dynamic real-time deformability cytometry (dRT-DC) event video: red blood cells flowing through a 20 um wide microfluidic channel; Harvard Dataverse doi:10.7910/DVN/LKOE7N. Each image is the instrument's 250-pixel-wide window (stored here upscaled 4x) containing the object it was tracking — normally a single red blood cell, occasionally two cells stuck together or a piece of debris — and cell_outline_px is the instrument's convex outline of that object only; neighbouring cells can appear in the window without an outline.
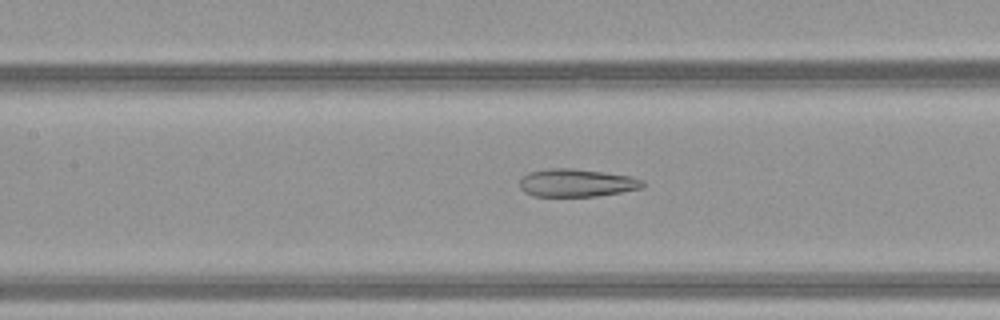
{"species": "common noctule bat (a hibernating species)", "species_latin": "Nyctalus noctula", "temperature_condition": "warm", "stored_images_in_passage": 52, "camera_frame_rate_fps": 3000, "um_per_image_px": 0.085, "animal": {"sex": "female", "body_mass_g": 21.9}, "frame": {"image": 1, "passage_image": 25, "time_ms": 8.0, "image_size_px": [1000, 320], "cell_outline_px": [[644, 188], [596, 196], [532, 196], [524, 192], [520, 188], [520, 180], [528, 172], [548, 168], [572, 168], [604, 172], [632, 176], [644, 180]], "centroid_in_image_um": [49.02, 15.54], "position_along_channel_um": 158.4, "area_um2": 20.11}}
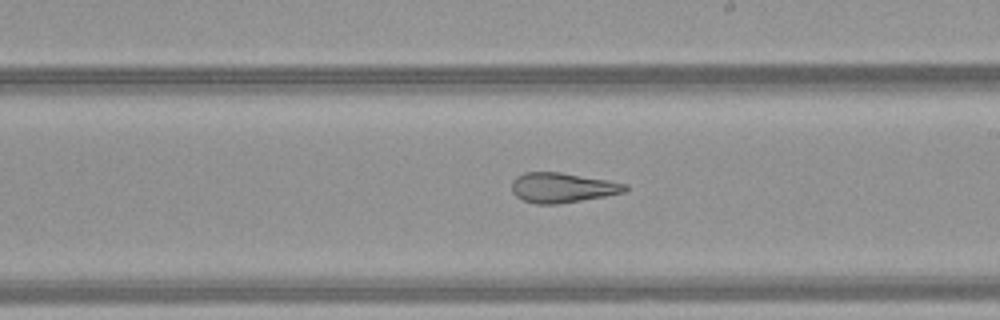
{"frame": {"image": 2, "passage_image": 31, "time_ms": 10.0, "image_size_px": [1000, 320], "cell_outline_px": [[628, 188], [624, 192], [604, 196], [556, 204], [536, 204], [524, 200], [516, 196], [512, 192], [512, 180], [516, 176], [524, 172], [560, 172], [608, 180], [628, 184]], "centroid_in_image_um": [47.77, 15.94], "position_along_channel_um": 241.2, "area_um2": 19.65}}
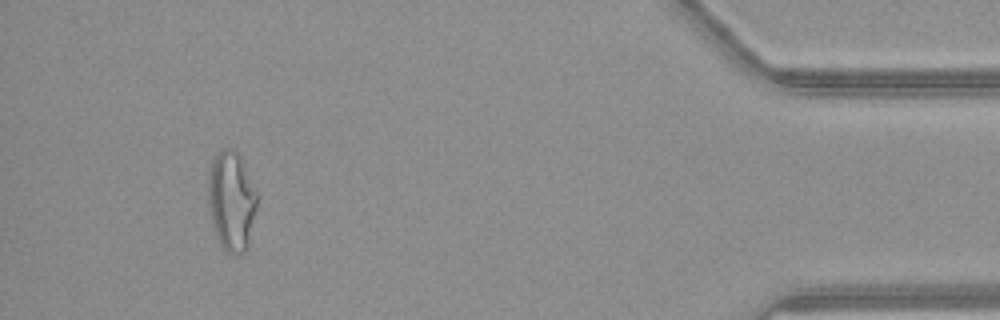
{"frame": {"image": 3, "passage_image": 48, "time_ms": 15.667, "image_size_px": [1000, 320], "cell_outline_px": [[256, 208], [248, 248], [244, 252], [236, 256], [228, 252], [220, 244], [212, 224], [208, 204], [208, 172], [212, 160], [216, 152], [224, 148], [232, 148], [240, 156], [256, 192]], "centroid_in_image_um": [19.65, 17.08], "position_along_channel_um": 415.5, "area_um2": 28.38}, "authors_computed_cell_mechanics": {"area_um2": 25.6343, "velocity_mm_per_s": 4.1457, "shape_relaxation_time_tau1_ms": null, "shape_relaxation_time_tau2_ms": 1.9849, "deformation_change_tau1": null, "deformation_change_tau2": 0.1141}}